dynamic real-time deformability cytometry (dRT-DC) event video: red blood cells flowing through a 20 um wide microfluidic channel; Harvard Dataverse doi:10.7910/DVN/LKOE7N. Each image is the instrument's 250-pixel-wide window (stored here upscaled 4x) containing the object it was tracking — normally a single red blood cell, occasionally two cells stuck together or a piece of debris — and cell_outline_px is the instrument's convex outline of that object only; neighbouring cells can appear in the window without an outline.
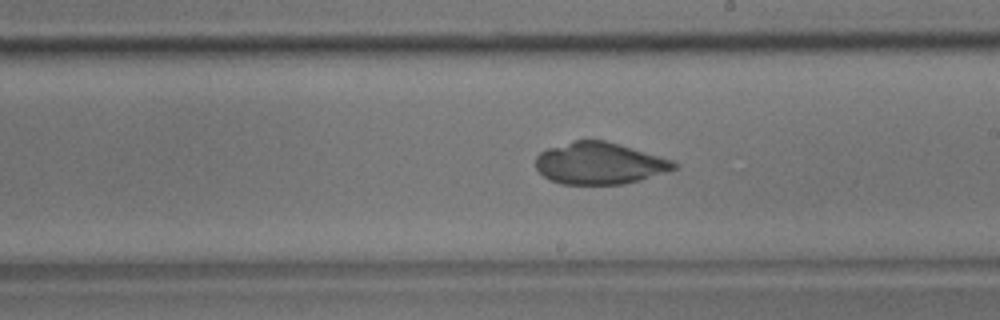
{"species": "common noctule bat (a hibernating species)", "species_latin": "Nyctalus noctula", "temperature_condition": "room temperature", "stored_images_in_passage": 43, "camera_frame_rate_fps": 3000, "um_per_image_px": 0.085, "animal": {"sex": "male", "body_mass_g": 17.9}, "frame": {"image": 1, "passage_image": 27, "time_ms": 8.667, "image_size_px": [1000, 320], "cell_outline_px": [[680, 164], [676, 168], [668, 172], [640, 180], [624, 184], [560, 184], [544, 176], [536, 168], [536, 156], [540, 152], [548, 148], [576, 140], [604, 140], [672, 160]], "centroid_in_image_um": [50.97, 13.89], "position_along_channel_um": 238.0, "area_um2": 33.47}}
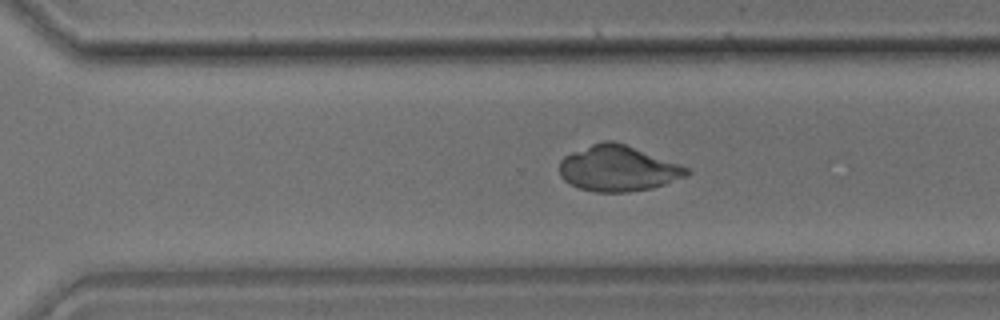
{"frame": {"image": 2, "passage_image": 33, "time_ms": 10.667, "image_size_px": [1000, 320], "cell_outline_px": [[692, 172], [684, 176], [664, 184], [652, 188], [624, 192], [596, 192], [580, 188], [564, 180], [560, 176], [560, 160], [564, 156], [572, 152], [592, 144], [604, 140], [612, 140], [624, 144], [688, 168]], "centroid_in_image_um": [52.48, 14.32], "position_along_channel_um": 318.1, "area_um2": 33.23}}
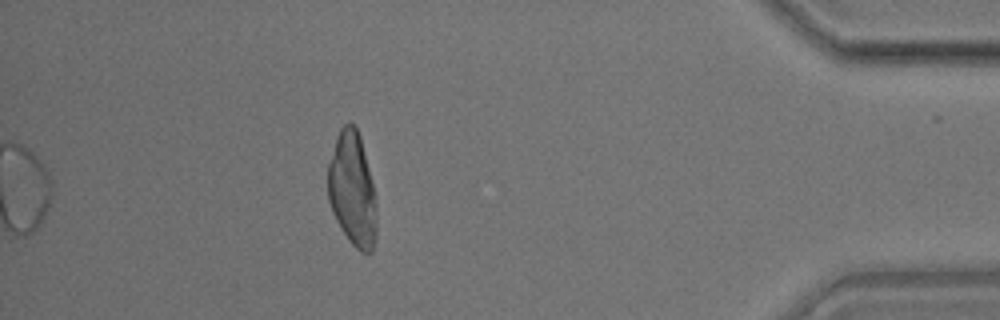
{"frame": {"image": 3, "passage_image": 43, "time_ms": 14.0, "image_size_px": [1000, 320], "cell_outline_px": [[376, 236], [372, 252], [368, 256], [360, 252], [348, 240], [336, 220], [332, 212], [328, 200], [328, 164], [336, 136], [340, 128], [344, 124], [352, 124], [356, 128], [360, 136], [376, 196]], "centroid_in_image_um": [29.95, 16.15], "position_along_channel_um": 405.2, "area_um2": 32.6}}